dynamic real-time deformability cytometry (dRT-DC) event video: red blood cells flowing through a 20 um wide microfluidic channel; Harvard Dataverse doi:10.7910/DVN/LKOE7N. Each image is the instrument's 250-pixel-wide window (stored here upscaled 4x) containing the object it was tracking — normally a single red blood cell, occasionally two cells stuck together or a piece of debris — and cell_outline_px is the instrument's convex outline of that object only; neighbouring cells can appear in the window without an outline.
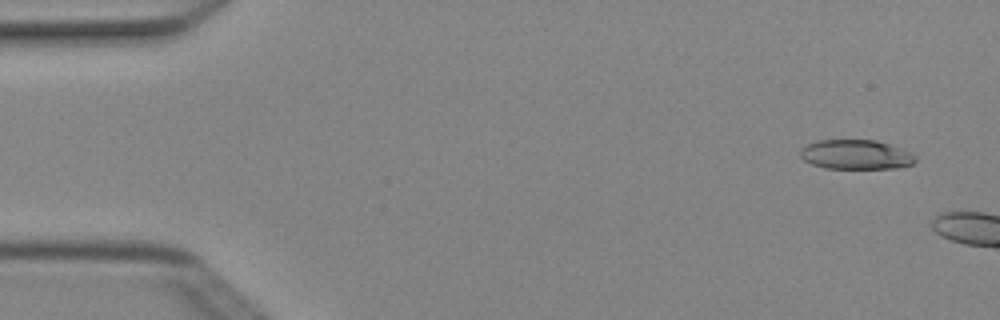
{"species": "Egyptian fruit bat (a non-hibernating species)", "species_latin": "Rousettus aegyptiacus", "temperature_condition": "cold", "stored_images_in_passage": 2, "camera_frame_rate_fps": 3000, "um_per_image_px": 0.085, "animal": {"sex": "female"}, "frame": {"image": 1, "passage_image": 1, "time_ms": 0.0, "image_size_px": [1000, 320], "cell_outline_px": [[916, 160], [912, 164], [900, 168], [824, 168], [812, 164], [804, 160], [800, 156], [800, 148], [808, 144], [820, 140], [876, 140], [912, 152], [916, 156]], "centroid_in_image_um": [72.76, 13.14], "position_along_channel_um": 12.2, "area_um2": 19.83}}